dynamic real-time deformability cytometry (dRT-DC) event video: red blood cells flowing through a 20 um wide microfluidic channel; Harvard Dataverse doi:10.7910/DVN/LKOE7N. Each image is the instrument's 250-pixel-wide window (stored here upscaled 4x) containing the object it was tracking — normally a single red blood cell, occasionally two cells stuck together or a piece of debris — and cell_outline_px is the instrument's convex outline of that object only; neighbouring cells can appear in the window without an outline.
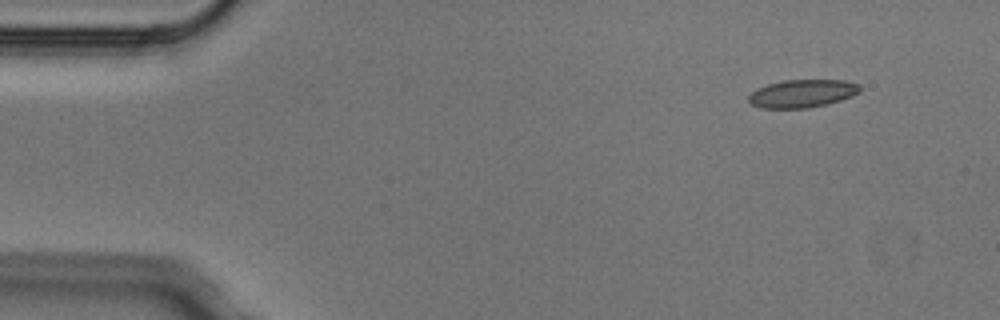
{"species": "Egyptian fruit bat (a non-hibernating species)", "species_latin": "Rousettus aegyptiacus", "temperature_condition": "cold", "stored_images_in_passage": 3, "camera_frame_rate_fps": 3000, "um_per_image_px": 0.085, "animal": {"sex": "male"}, "frame": {"image": 1, "passage_image": 1, "time_ms": 0.0, "image_size_px": [1000, 320], "cell_outline_px": [[860, 92], [852, 96], [840, 100], [808, 108], [764, 108], [752, 104], [748, 100], [748, 96], [756, 88], [768, 84], [784, 80], [844, 80], [860, 84]], "centroid_in_image_um": [68.2, 7.94], "position_along_channel_um": 16.8, "area_um2": 18.03}}
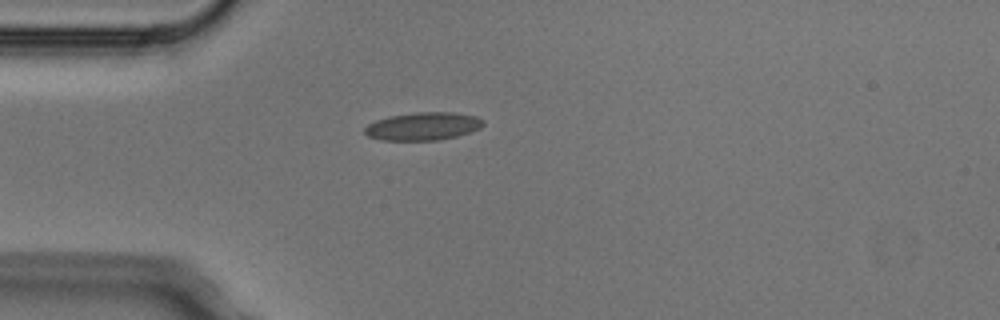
{"frame": {"image": 2, "passage_image": 3, "time_ms": 0.667, "image_size_px": [1000, 320], "cell_outline_px": [[484, 124], [480, 128], [456, 136], [440, 140], [380, 140], [368, 136], [364, 132], [364, 128], [368, 124], [376, 120], [388, 116], [416, 112], [452, 112], [476, 116], [484, 120]], "centroid_in_image_um": [35.94, 10.73], "position_along_channel_um": 49.1, "area_um2": 19.31}}